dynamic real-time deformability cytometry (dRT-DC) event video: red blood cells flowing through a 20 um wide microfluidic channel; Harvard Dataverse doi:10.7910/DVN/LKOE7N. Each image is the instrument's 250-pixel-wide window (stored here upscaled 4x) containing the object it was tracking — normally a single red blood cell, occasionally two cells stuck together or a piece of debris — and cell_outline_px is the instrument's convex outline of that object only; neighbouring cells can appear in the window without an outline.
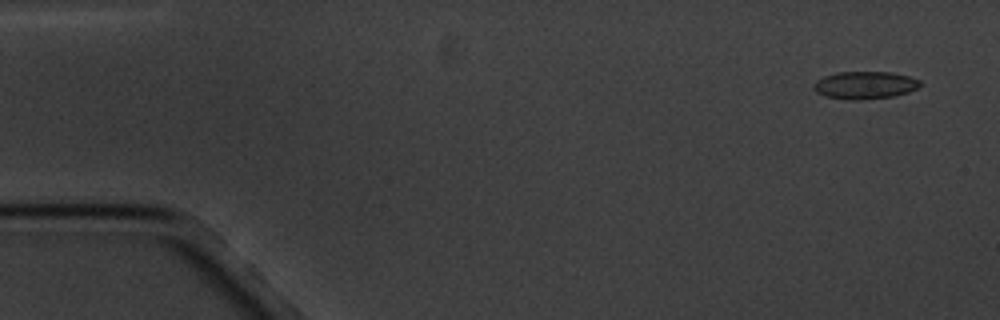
{"species": "common noctule bat (a hibernating species)", "species_latin": "Nyctalus noctula", "temperature_condition": "cold", "stored_images_in_passage": 6, "camera_frame_rate_fps": 3000, "um_per_image_px": 0.085, "animal": {"sex": "male", "body_mass_g": 20.1, "forearm_length_mm": 53.5}, "frame": {"image": 1, "passage_image": 1, "time_ms": 0.0, "image_size_px": [1000, 320], "cell_outline_px": [[920, 88], [908, 92], [892, 96], [860, 100], [852, 100], [824, 96], [816, 92], [812, 88], [812, 84], [816, 80], [824, 76], [836, 72], [892, 72], [908, 76], [920, 80]], "centroid_in_image_um": [73.49, 7.23], "position_along_channel_um": 11.5, "area_um2": 17.22}}
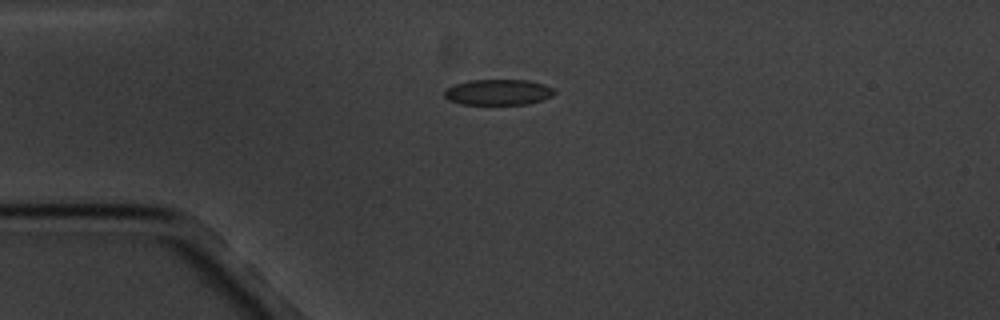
{"frame": {"image": 2, "passage_image": 4, "time_ms": 3.667, "image_size_px": [1000, 320], "cell_outline_px": [[556, 92], [552, 96], [544, 100], [528, 104], [460, 104], [448, 100], [444, 96], [444, 92], [448, 88], [456, 84], [468, 80], [528, 80], [544, 84], [552, 88]], "centroid_in_image_um": [42.37, 7.84], "position_along_channel_um": 42.6, "area_um2": 16.53}}
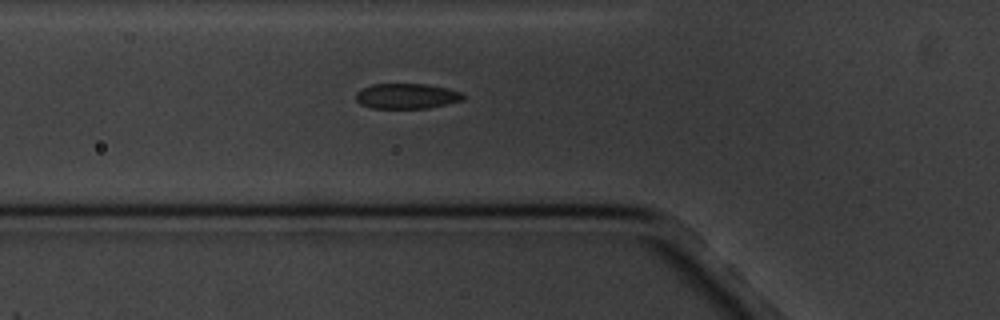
{"frame": {"image": 3, "passage_image": 6, "time_ms": 5.667, "image_size_px": [1000, 320], "cell_outline_px": [[464, 100], [448, 104], [428, 108], [372, 108], [360, 104], [356, 100], [356, 92], [360, 88], [372, 84], [428, 84], [448, 88], [464, 92]], "centroid_in_image_um": [34.59, 8.16], "position_along_channel_um": 91.2, "area_um2": 16.07}}